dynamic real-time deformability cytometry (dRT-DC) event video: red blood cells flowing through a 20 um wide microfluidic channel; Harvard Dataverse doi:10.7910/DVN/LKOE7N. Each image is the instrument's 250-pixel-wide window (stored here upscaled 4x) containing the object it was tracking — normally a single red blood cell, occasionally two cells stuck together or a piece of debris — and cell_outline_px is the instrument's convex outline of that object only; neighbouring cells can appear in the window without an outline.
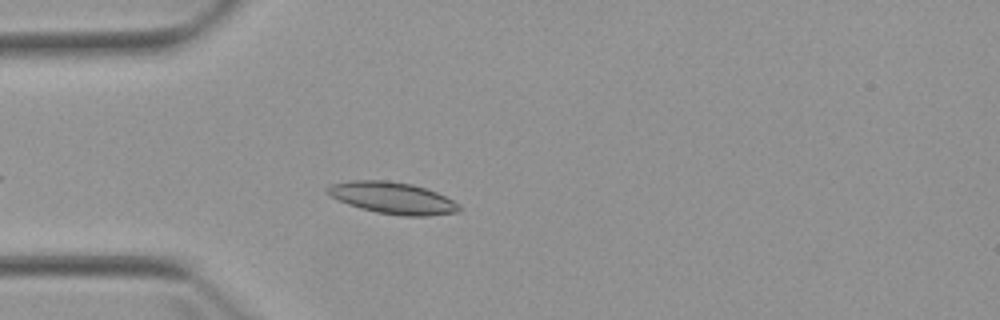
{"species": "Egyptian fruit bat (a non-hibernating species)", "species_latin": "Rousettus aegyptiacus", "temperature_condition": "warm", "stored_images_in_passage": 4, "camera_frame_rate_fps": 3000, "um_per_image_px": 0.085, "animal": {"sex": "female"}, "frame": {"image": 1, "passage_image": 4, "time_ms": 3.333, "image_size_px": [1000, 320], "cell_outline_px": [[460, 212], [428, 216], [404, 216], [376, 212], [360, 208], [348, 204], [324, 192], [324, 188], [332, 184], [348, 180], [388, 180], [412, 184], [436, 192], [460, 204]], "centroid_in_image_um": [33.36, 16.82], "position_along_channel_um": 51.6, "area_um2": 24.39}}